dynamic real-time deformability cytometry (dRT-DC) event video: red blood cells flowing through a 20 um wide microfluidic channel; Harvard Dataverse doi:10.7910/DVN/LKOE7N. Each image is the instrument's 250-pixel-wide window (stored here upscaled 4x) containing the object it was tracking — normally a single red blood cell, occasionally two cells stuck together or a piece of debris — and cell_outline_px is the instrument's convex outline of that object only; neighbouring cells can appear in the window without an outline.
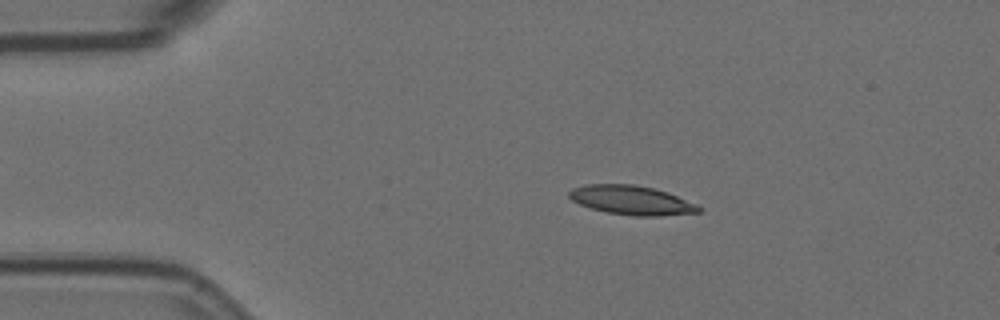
{"species": "Egyptian fruit bat (a non-hibernating species)", "species_latin": "Rousettus aegyptiacus", "temperature_condition": "room temperature", "stored_images_in_passage": 9, "camera_frame_rate_fps": 3000, "um_per_image_px": 0.085, "animal": {"sex": "female"}, "frame": {"image": 1, "passage_image": 2, "time_ms": 0.333, "image_size_px": [1000, 320], "cell_outline_px": [[700, 212], [660, 216], [636, 216], [608, 212], [592, 208], [580, 204], [572, 200], [568, 196], [568, 192], [572, 188], [584, 184], [632, 184], [652, 188], [668, 192], [696, 204], [700, 208]], "centroid_in_image_um": [53.66, 17.01], "position_along_channel_um": 31.3, "area_um2": 21.85}}
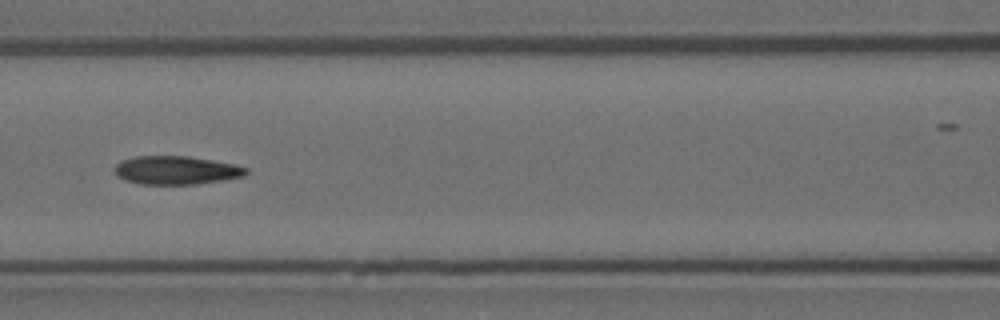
{"frame": {"image": 2, "passage_image": 6, "time_ms": 1.667, "image_size_px": [1000, 320], "cell_outline_px": [[248, 172], [244, 176], [224, 180], [196, 184], [140, 184], [124, 180], [116, 176], [116, 164], [120, 160], [136, 156], [188, 156], [212, 160], [232, 164], [248, 168]], "centroid_in_image_um": [14.96, 14.47], "position_along_channel_um": 151.6, "area_um2": 21.79}}
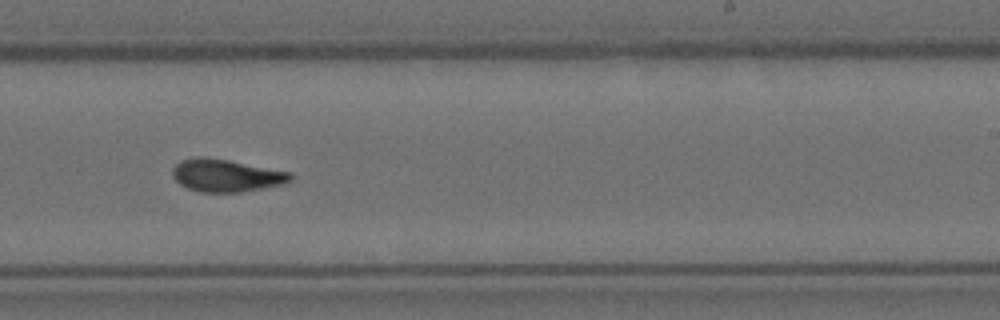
{"frame": {"image": 3, "passage_image": 9, "time_ms": 2.667, "image_size_px": [1000, 320], "cell_outline_px": [[292, 180], [284, 184], [240, 192], [200, 192], [188, 188], [180, 184], [172, 176], [172, 168], [180, 160], [196, 156], [204, 156], [228, 160], [292, 172]], "centroid_in_image_um": [19.21, 14.9], "position_along_channel_um": 269.8, "area_um2": 22.48}}